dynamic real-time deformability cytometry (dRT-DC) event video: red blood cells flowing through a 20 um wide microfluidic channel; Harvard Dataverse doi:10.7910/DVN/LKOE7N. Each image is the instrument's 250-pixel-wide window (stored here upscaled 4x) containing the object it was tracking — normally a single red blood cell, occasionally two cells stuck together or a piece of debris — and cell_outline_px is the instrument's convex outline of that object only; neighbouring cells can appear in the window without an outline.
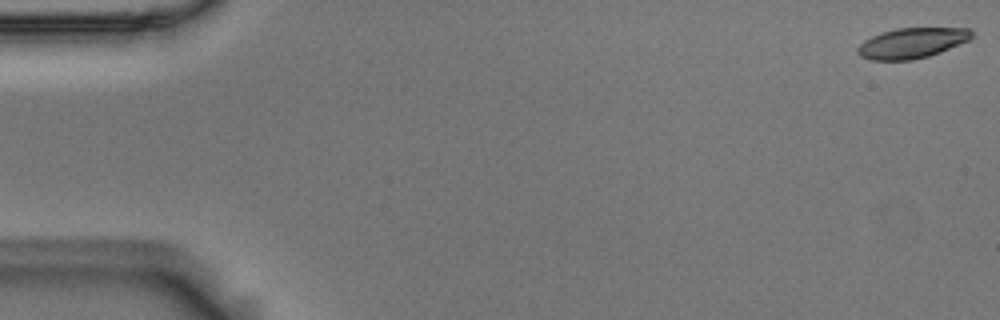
{"species": "Egyptian fruit bat (a non-hibernating species)", "species_latin": "Rousettus aegyptiacus", "temperature_condition": "room temperature", "stored_images_in_passage": 55, "camera_frame_rate_fps": 3000, "um_per_image_px": 0.085, "animal": {"sex": "male"}, "frame": {"image": 1, "passage_image": 1, "time_ms": 0.0, "image_size_px": [1000, 320], "cell_outline_px": [[972, 36], [968, 40], [940, 52], [928, 56], [912, 60], [868, 60], [860, 56], [856, 52], [856, 48], [864, 40], [880, 32], [896, 28], [968, 28], [972, 32]], "centroid_in_image_um": [77.45, 3.66], "position_along_channel_um": 7.6, "area_um2": 20.17}}
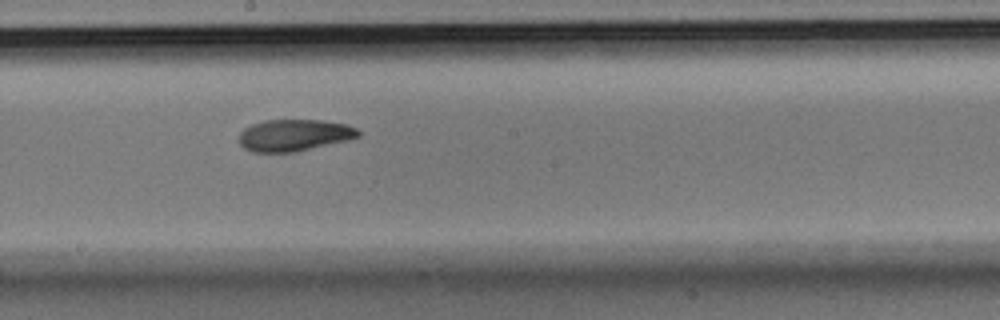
{"frame": {"image": 2, "passage_image": 30, "time_ms": 9.667, "image_size_px": [1000, 320], "cell_outline_px": [[360, 136], [348, 140], [292, 152], [252, 152], [244, 148], [240, 144], [240, 132], [244, 128], [252, 124], [264, 120], [320, 120], [348, 124], [356, 128], [360, 132]], "centroid_in_image_um": [25.0, 11.48], "position_along_channel_um": 223.2, "area_um2": 21.96}}
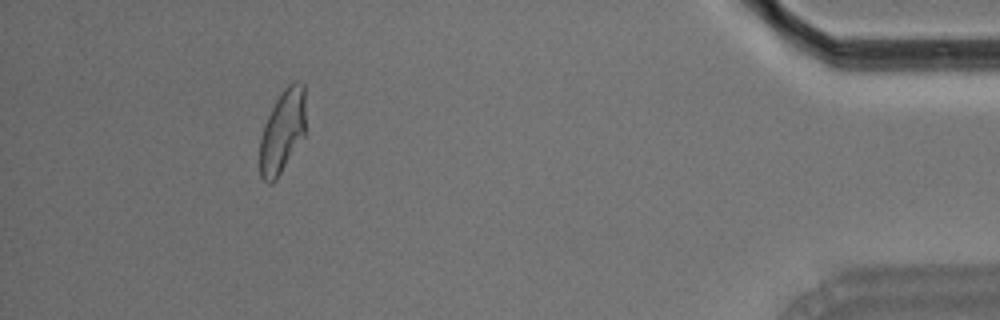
{"frame": {"image": 3, "passage_image": 50, "time_ms": 16.333, "image_size_px": [1000, 320], "cell_outline_px": [[304, 136], [276, 180], [272, 184], [268, 184], [260, 176], [260, 140], [264, 124], [276, 100], [284, 88], [288, 84], [296, 80], [304, 84]], "centroid_in_image_um": [23.99, 11.18], "position_along_channel_um": 411.2, "area_um2": 22.02}}